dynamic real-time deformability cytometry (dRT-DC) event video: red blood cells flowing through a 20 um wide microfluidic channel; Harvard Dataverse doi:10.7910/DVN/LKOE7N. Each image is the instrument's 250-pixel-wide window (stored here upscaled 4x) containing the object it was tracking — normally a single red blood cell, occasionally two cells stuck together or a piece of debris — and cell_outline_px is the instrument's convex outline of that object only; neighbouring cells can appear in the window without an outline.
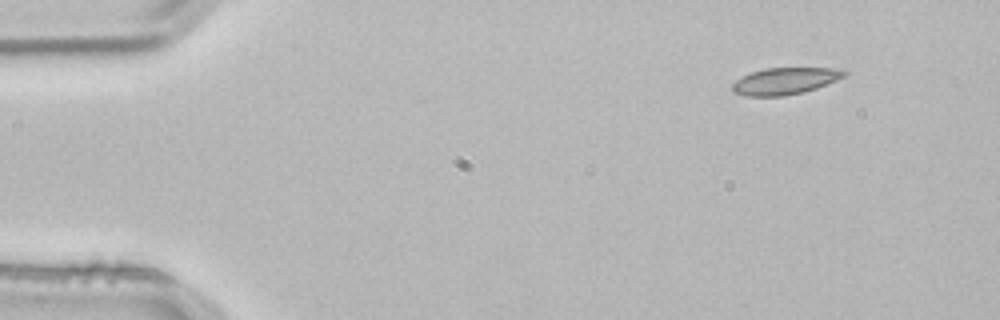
{"species": "common noctule bat (a hibernating species)", "species_latin": "Nyctalus noctula", "temperature_condition": "room temperature", "stored_images_in_passage": 3, "camera_frame_rate_fps": 3000, "um_per_image_px": 0.085, "animal": {"sex": "male", "body_mass_g": 21.5, "forearm_length_mm": 52.0}, "frame": {"image": 1, "passage_image": 1, "time_ms": 0.0, "image_size_px": [1000, 320], "cell_outline_px": [[848, 72], [844, 76], [836, 80], [816, 88], [804, 92], [784, 96], [744, 96], [732, 92], [732, 84], [736, 80], [752, 72], [764, 68], [832, 68]], "centroid_in_image_um": [66.68, 6.9], "position_along_channel_um": 18.3, "area_um2": 17.34}}
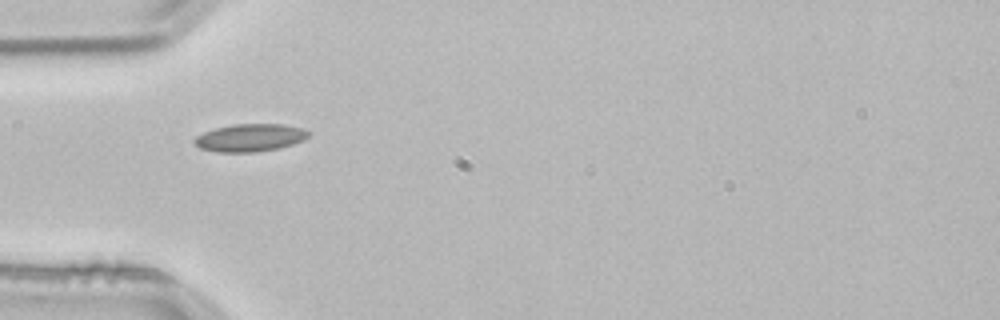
{"frame": {"image": 2, "passage_image": 3, "time_ms": 0.667, "image_size_px": [1000, 320], "cell_outline_px": [[312, 132], [304, 140], [280, 148], [256, 152], [216, 152], [200, 148], [192, 140], [196, 136], [204, 132], [216, 128], [236, 124], [284, 124], [300, 128]], "centroid_in_image_um": [21.26, 11.71], "position_along_channel_um": 63.7, "area_um2": 18.38}}